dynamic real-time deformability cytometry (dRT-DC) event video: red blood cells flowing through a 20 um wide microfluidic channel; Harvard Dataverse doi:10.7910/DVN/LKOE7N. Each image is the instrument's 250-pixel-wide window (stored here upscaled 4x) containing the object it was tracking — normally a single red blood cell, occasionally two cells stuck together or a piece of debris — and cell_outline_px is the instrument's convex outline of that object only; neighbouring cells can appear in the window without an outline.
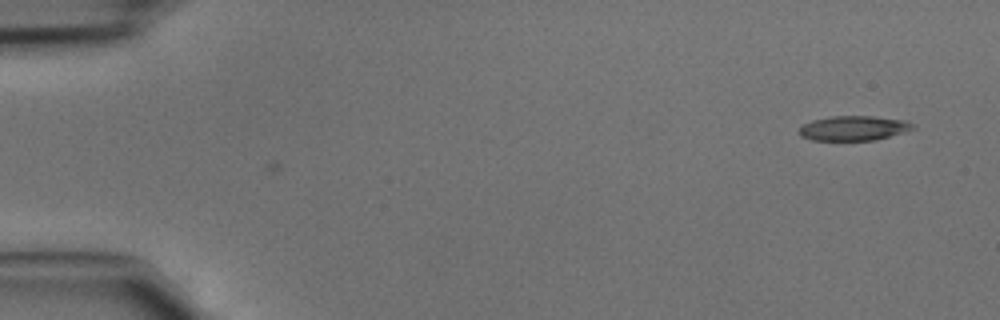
{"species": "common noctule bat (a hibernating species)", "species_latin": "Nyctalus noctula", "temperature_condition": "cold", "stored_images_in_passage": 2, "camera_frame_rate_fps": 3000, "um_per_image_px": 0.085, "animal": {"sex": "male", "body_mass_g": 15.6}, "frame": {"image": 1, "passage_image": 2, "time_ms": 0.333, "image_size_px": [1000, 320], "cell_outline_px": [[916, 128], [876, 140], [812, 140], [800, 136], [796, 132], [804, 124], [812, 120], [832, 116], [872, 116], [904, 120], [916, 124]], "centroid_in_image_um": [72.55, 10.89], "position_along_channel_um": 12.5, "area_um2": 16.42}}